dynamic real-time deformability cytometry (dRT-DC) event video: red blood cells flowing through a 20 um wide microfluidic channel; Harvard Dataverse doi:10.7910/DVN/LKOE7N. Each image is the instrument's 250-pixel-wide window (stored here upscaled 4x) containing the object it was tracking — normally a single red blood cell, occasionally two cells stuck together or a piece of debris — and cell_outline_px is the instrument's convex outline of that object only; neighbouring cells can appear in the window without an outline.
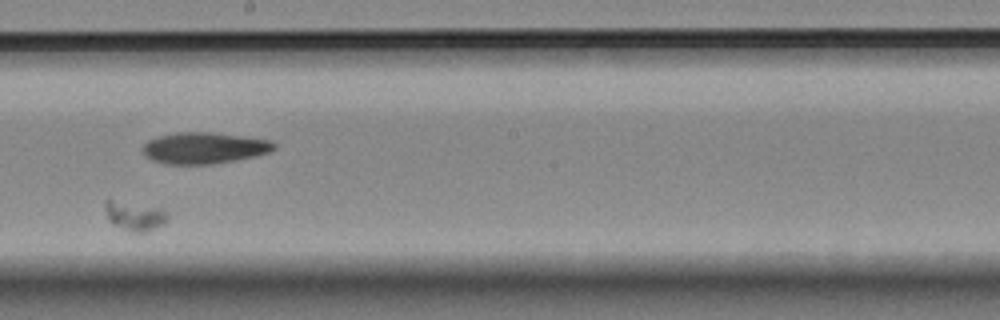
{"species": "Egyptian fruit bat (a non-hibernating species)", "species_latin": "Rousettus aegyptiacus", "temperature_condition": "room temperature", "stored_images_in_passage": 9, "segment_of_instrument_passage": [2, 2], "camera_frame_rate_fps": 3000, "um_per_image_px": 0.085, "animal": {"sex": "female"}, "frame": {"image": 1, "passage_image": 8, "time_ms": 2.333, "image_size_px": [1000, 320], "cell_outline_px": [[168, 220], [164, 224], [156, 228], [144, 232], [132, 232], [112, 224], [108, 220], [104, 204], [104, 200], [112, 200], [160, 208], [168, 216]], "centroid_in_image_um": [11.43, 18.37], "position_along_channel_um": 236.8, "area_um2": 10.46}}
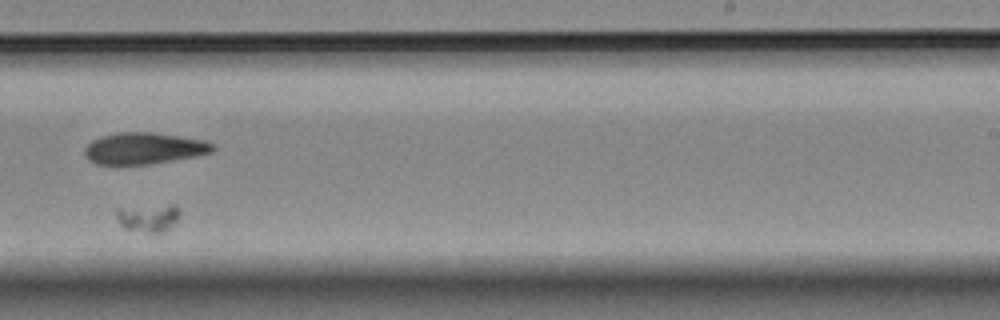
{"frame": {"image": 2, "passage_image": 9, "time_ms": 2.667, "image_size_px": [1000, 320], "cell_outline_px": [[180, 216], [164, 232], [148, 232], [124, 228], [120, 224], [116, 216], [116, 208], [172, 204], [176, 204], [180, 212]], "centroid_in_image_um": [12.61, 18.48], "position_along_channel_um": 276.4, "area_um2": 10.23}}